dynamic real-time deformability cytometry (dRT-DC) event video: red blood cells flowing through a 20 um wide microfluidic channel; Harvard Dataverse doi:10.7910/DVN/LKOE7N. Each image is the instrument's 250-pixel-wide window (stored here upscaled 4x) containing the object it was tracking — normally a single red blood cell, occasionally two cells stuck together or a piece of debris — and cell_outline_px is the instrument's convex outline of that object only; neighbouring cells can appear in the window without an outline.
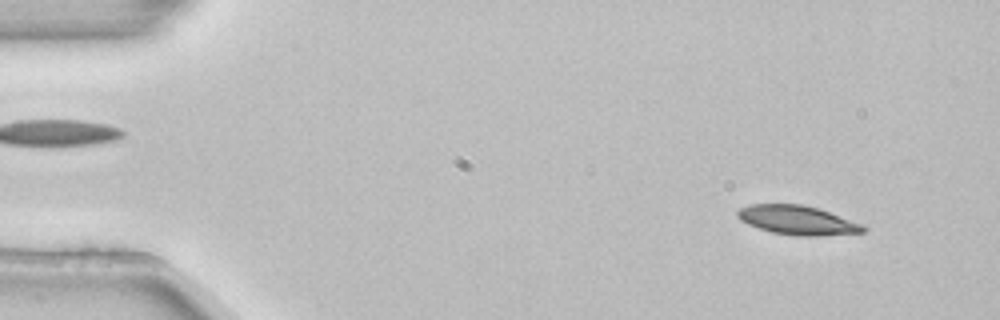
{"species": "common noctule bat (a hibernating species)", "species_latin": "Nyctalus noctula", "temperature_condition": "room temperature", "stored_images_in_passage": 2, "camera_frame_rate_fps": 3000, "um_per_image_px": 0.085, "animal": {"sex": "female", "body_mass_g": 22.7, "forearm_length_mm": 54.2}, "frame": {"image": 1, "passage_image": 2, "time_ms": 0.333, "image_size_px": [1000, 320], "cell_outline_px": [[868, 228], [864, 232], [816, 236], [796, 236], [772, 232], [748, 224], [740, 220], [736, 216], [736, 212], [740, 208], [748, 204], [800, 204], [816, 208], [864, 224]], "centroid_in_image_um": [67.77, 18.72], "position_along_channel_um": 17.2, "area_um2": 21.27}}